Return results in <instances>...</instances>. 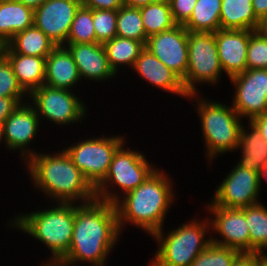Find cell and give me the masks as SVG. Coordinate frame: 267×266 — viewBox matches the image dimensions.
<instances>
[{
    "instance_id": "74e56055",
    "label": "cell",
    "mask_w": 267,
    "mask_h": 266,
    "mask_svg": "<svg viewBox=\"0 0 267 266\" xmlns=\"http://www.w3.org/2000/svg\"><path fill=\"white\" fill-rule=\"evenodd\" d=\"M267 258V253H240L232 263V266H260Z\"/></svg>"
},
{
    "instance_id": "7dc6e473",
    "label": "cell",
    "mask_w": 267,
    "mask_h": 266,
    "mask_svg": "<svg viewBox=\"0 0 267 266\" xmlns=\"http://www.w3.org/2000/svg\"><path fill=\"white\" fill-rule=\"evenodd\" d=\"M260 266H267V258L260 264Z\"/></svg>"
},
{
    "instance_id": "52a82bcc",
    "label": "cell",
    "mask_w": 267,
    "mask_h": 266,
    "mask_svg": "<svg viewBox=\"0 0 267 266\" xmlns=\"http://www.w3.org/2000/svg\"><path fill=\"white\" fill-rule=\"evenodd\" d=\"M126 143L117 149L106 177L95 188L96 199L114 204L127 192L141 185L157 169L143 152L127 149Z\"/></svg>"
},
{
    "instance_id": "d6a6232c",
    "label": "cell",
    "mask_w": 267,
    "mask_h": 266,
    "mask_svg": "<svg viewBox=\"0 0 267 266\" xmlns=\"http://www.w3.org/2000/svg\"><path fill=\"white\" fill-rule=\"evenodd\" d=\"M239 251L211 243L192 262L191 266H232Z\"/></svg>"
},
{
    "instance_id": "f35d334b",
    "label": "cell",
    "mask_w": 267,
    "mask_h": 266,
    "mask_svg": "<svg viewBox=\"0 0 267 266\" xmlns=\"http://www.w3.org/2000/svg\"><path fill=\"white\" fill-rule=\"evenodd\" d=\"M19 104L10 97H0V125L12 114Z\"/></svg>"
},
{
    "instance_id": "d6986e66",
    "label": "cell",
    "mask_w": 267,
    "mask_h": 266,
    "mask_svg": "<svg viewBox=\"0 0 267 266\" xmlns=\"http://www.w3.org/2000/svg\"><path fill=\"white\" fill-rule=\"evenodd\" d=\"M131 70L158 90L162 89L186 100L189 96L182 79L146 48L141 51Z\"/></svg>"
},
{
    "instance_id": "bcb514c9",
    "label": "cell",
    "mask_w": 267,
    "mask_h": 266,
    "mask_svg": "<svg viewBox=\"0 0 267 266\" xmlns=\"http://www.w3.org/2000/svg\"><path fill=\"white\" fill-rule=\"evenodd\" d=\"M0 142L4 144V139H3V127L0 125Z\"/></svg>"
},
{
    "instance_id": "d590c367",
    "label": "cell",
    "mask_w": 267,
    "mask_h": 266,
    "mask_svg": "<svg viewBox=\"0 0 267 266\" xmlns=\"http://www.w3.org/2000/svg\"><path fill=\"white\" fill-rule=\"evenodd\" d=\"M174 22L184 25L191 17L197 0H168Z\"/></svg>"
},
{
    "instance_id": "e0dca14e",
    "label": "cell",
    "mask_w": 267,
    "mask_h": 266,
    "mask_svg": "<svg viewBox=\"0 0 267 266\" xmlns=\"http://www.w3.org/2000/svg\"><path fill=\"white\" fill-rule=\"evenodd\" d=\"M252 30L219 29L215 34L221 68L230 79L247 70L246 56Z\"/></svg>"
},
{
    "instance_id": "f546056e",
    "label": "cell",
    "mask_w": 267,
    "mask_h": 266,
    "mask_svg": "<svg viewBox=\"0 0 267 266\" xmlns=\"http://www.w3.org/2000/svg\"><path fill=\"white\" fill-rule=\"evenodd\" d=\"M116 36L134 39L142 42L144 45L146 44L147 36L140 14V8L123 5L118 10Z\"/></svg>"
},
{
    "instance_id": "d4e9b609",
    "label": "cell",
    "mask_w": 267,
    "mask_h": 266,
    "mask_svg": "<svg viewBox=\"0 0 267 266\" xmlns=\"http://www.w3.org/2000/svg\"><path fill=\"white\" fill-rule=\"evenodd\" d=\"M106 51L108 64L114 74H118L121 66L133 68L145 45L137 40L115 36L103 43ZM119 67V68H118Z\"/></svg>"
},
{
    "instance_id": "f1b7e54d",
    "label": "cell",
    "mask_w": 267,
    "mask_h": 266,
    "mask_svg": "<svg viewBox=\"0 0 267 266\" xmlns=\"http://www.w3.org/2000/svg\"><path fill=\"white\" fill-rule=\"evenodd\" d=\"M139 8L147 38L177 25L173 20L169 1L151 3Z\"/></svg>"
},
{
    "instance_id": "7a4b0ae2",
    "label": "cell",
    "mask_w": 267,
    "mask_h": 266,
    "mask_svg": "<svg viewBox=\"0 0 267 266\" xmlns=\"http://www.w3.org/2000/svg\"><path fill=\"white\" fill-rule=\"evenodd\" d=\"M162 170L165 169L157 168L141 185L114 203L121 233L126 224L139 227L150 236L164 228L176 195L172 179Z\"/></svg>"
},
{
    "instance_id": "ffe728a7",
    "label": "cell",
    "mask_w": 267,
    "mask_h": 266,
    "mask_svg": "<svg viewBox=\"0 0 267 266\" xmlns=\"http://www.w3.org/2000/svg\"><path fill=\"white\" fill-rule=\"evenodd\" d=\"M79 81L80 74L71 53L65 46H56L46 57L44 84L73 91Z\"/></svg>"
},
{
    "instance_id": "5bb4252c",
    "label": "cell",
    "mask_w": 267,
    "mask_h": 266,
    "mask_svg": "<svg viewBox=\"0 0 267 266\" xmlns=\"http://www.w3.org/2000/svg\"><path fill=\"white\" fill-rule=\"evenodd\" d=\"M26 98V103L20 104L12 114L3 123V139L5 149L8 151H19L21 162L25 163L31 156L37 152L28 148L37 137L40 131L39 116L33 105Z\"/></svg>"
},
{
    "instance_id": "9c48e42d",
    "label": "cell",
    "mask_w": 267,
    "mask_h": 266,
    "mask_svg": "<svg viewBox=\"0 0 267 266\" xmlns=\"http://www.w3.org/2000/svg\"><path fill=\"white\" fill-rule=\"evenodd\" d=\"M125 136H93L78 139L64 150L73 163L84 174L91 185L96 188L106 177L113 156L117 149L126 141Z\"/></svg>"
},
{
    "instance_id": "603a6c76",
    "label": "cell",
    "mask_w": 267,
    "mask_h": 266,
    "mask_svg": "<svg viewBox=\"0 0 267 266\" xmlns=\"http://www.w3.org/2000/svg\"><path fill=\"white\" fill-rule=\"evenodd\" d=\"M34 10L15 0H0V46L33 26Z\"/></svg>"
},
{
    "instance_id": "7402d4cb",
    "label": "cell",
    "mask_w": 267,
    "mask_h": 266,
    "mask_svg": "<svg viewBox=\"0 0 267 266\" xmlns=\"http://www.w3.org/2000/svg\"><path fill=\"white\" fill-rule=\"evenodd\" d=\"M248 123V131L244 124L241 128L237 149L241 157L237 165L261 174L267 163V143L257 127L251 121Z\"/></svg>"
},
{
    "instance_id": "ab89813d",
    "label": "cell",
    "mask_w": 267,
    "mask_h": 266,
    "mask_svg": "<svg viewBox=\"0 0 267 266\" xmlns=\"http://www.w3.org/2000/svg\"><path fill=\"white\" fill-rule=\"evenodd\" d=\"M251 122L257 127L267 143V113L254 117Z\"/></svg>"
},
{
    "instance_id": "4316f807",
    "label": "cell",
    "mask_w": 267,
    "mask_h": 266,
    "mask_svg": "<svg viewBox=\"0 0 267 266\" xmlns=\"http://www.w3.org/2000/svg\"><path fill=\"white\" fill-rule=\"evenodd\" d=\"M222 0H197L190 19L183 25L189 32L215 33L221 29Z\"/></svg>"
},
{
    "instance_id": "277c9868",
    "label": "cell",
    "mask_w": 267,
    "mask_h": 266,
    "mask_svg": "<svg viewBox=\"0 0 267 266\" xmlns=\"http://www.w3.org/2000/svg\"><path fill=\"white\" fill-rule=\"evenodd\" d=\"M11 219L6 226L41 241L51 252L49 260L44 261L46 263L42 266H55L68 253L75 221V203L56 202L50 208L26 214L21 212Z\"/></svg>"
},
{
    "instance_id": "1f68e13d",
    "label": "cell",
    "mask_w": 267,
    "mask_h": 266,
    "mask_svg": "<svg viewBox=\"0 0 267 266\" xmlns=\"http://www.w3.org/2000/svg\"><path fill=\"white\" fill-rule=\"evenodd\" d=\"M0 97L13 98L19 105L28 94L19 85L9 60L0 52Z\"/></svg>"
},
{
    "instance_id": "7c38bea8",
    "label": "cell",
    "mask_w": 267,
    "mask_h": 266,
    "mask_svg": "<svg viewBox=\"0 0 267 266\" xmlns=\"http://www.w3.org/2000/svg\"><path fill=\"white\" fill-rule=\"evenodd\" d=\"M229 80L235 88L231 106L242 119L267 113V69H247Z\"/></svg>"
},
{
    "instance_id": "8fae6325",
    "label": "cell",
    "mask_w": 267,
    "mask_h": 266,
    "mask_svg": "<svg viewBox=\"0 0 267 266\" xmlns=\"http://www.w3.org/2000/svg\"><path fill=\"white\" fill-rule=\"evenodd\" d=\"M217 185L211 203L226 208L242 209L260 203L261 174L237 164Z\"/></svg>"
},
{
    "instance_id": "9a60e30c",
    "label": "cell",
    "mask_w": 267,
    "mask_h": 266,
    "mask_svg": "<svg viewBox=\"0 0 267 266\" xmlns=\"http://www.w3.org/2000/svg\"><path fill=\"white\" fill-rule=\"evenodd\" d=\"M81 0H47L34 10L33 25L56 46H65Z\"/></svg>"
},
{
    "instance_id": "836d02e7",
    "label": "cell",
    "mask_w": 267,
    "mask_h": 266,
    "mask_svg": "<svg viewBox=\"0 0 267 266\" xmlns=\"http://www.w3.org/2000/svg\"><path fill=\"white\" fill-rule=\"evenodd\" d=\"M118 10H93L96 43H104L116 36Z\"/></svg>"
},
{
    "instance_id": "f6af8a7d",
    "label": "cell",
    "mask_w": 267,
    "mask_h": 266,
    "mask_svg": "<svg viewBox=\"0 0 267 266\" xmlns=\"http://www.w3.org/2000/svg\"><path fill=\"white\" fill-rule=\"evenodd\" d=\"M265 179L267 182V163L265 165V167L263 168V171L261 173V180Z\"/></svg>"
},
{
    "instance_id": "2e32d148",
    "label": "cell",
    "mask_w": 267,
    "mask_h": 266,
    "mask_svg": "<svg viewBox=\"0 0 267 266\" xmlns=\"http://www.w3.org/2000/svg\"><path fill=\"white\" fill-rule=\"evenodd\" d=\"M145 48L182 80L188 67V30L183 25L147 38Z\"/></svg>"
},
{
    "instance_id": "4fadbf2b",
    "label": "cell",
    "mask_w": 267,
    "mask_h": 266,
    "mask_svg": "<svg viewBox=\"0 0 267 266\" xmlns=\"http://www.w3.org/2000/svg\"><path fill=\"white\" fill-rule=\"evenodd\" d=\"M205 209L210 213L211 231H216L221 237L211 236V242L228 247L240 253H250V233L242 209L226 208L207 203Z\"/></svg>"
},
{
    "instance_id": "30bf717a",
    "label": "cell",
    "mask_w": 267,
    "mask_h": 266,
    "mask_svg": "<svg viewBox=\"0 0 267 266\" xmlns=\"http://www.w3.org/2000/svg\"><path fill=\"white\" fill-rule=\"evenodd\" d=\"M72 90L53 88L42 85L28 95L29 103L34 105L37 115L57 125L82 123L88 114L85 103Z\"/></svg>"
},
{
    "instance_id": "e575fe53",
    "label": "cell",
    "mask_w": 267,
    "mask_h": 266,
    "mask_svg": "<svg viewBox=\"0 0 267 266\" xmlns=\"http://www.w3.org/2000/svg\"><path fill=\"white\" fill-rule=\"evenodd\" d=\"M247 69H267V39L252 31L246 56Z\"/></svg>"
},
{
    "instance_id": "ba28073f",
    "label": "cell",
    "mask_w": 267,
    "mask_h": 266,
    "mask_svg": "<svg viewBox=\"0 0 267 266\" xmlns=\"http://www.w3.org/2000/svg\"><path fill=\"white\" fill-rule=\"evenodd\" d=\"M222 72L215 34L188 31V67L182 80L187 93H200L198 83L215 86L220 83Z\"/></svg>"
},
{
    "instance_id": "ee69618b",
    "label": "cell",
    "mask_w": 267,
    "mask_h": 266,
    "mask_svg": "<svg viewBox=\"0 0 267 266\" xmlns=\"http://www.w3.org/2000/svg\"><path fill=\"white\" fill-rule=\"evenodd\" d=\"M19 3H22L24 6L30 7L33 10L41 6L43 3H45L47 0H15Z\"/></svg>"
},
{
    "instance_id": "8d00e7d4",
    "label": "cell",
    "mask_w": 267,
    "mask_h": 266,
    "mask_svg": "<svg viewBox=\"0 0 267 266\" xmlns=\"http://www.w3.org/2000/svg\"><path fill=\"white\" fill-rule=\"evenodd\" d=\"M82 6L92 10H119L123 0H81Z\"/></svg>"
},
{
    "instance_id": "6da1fadb",
    "label": "cell",
    "mask_w": 267,
    "mask_h": 266,
    "mask_svg": "<svg viewBox=\"0 0 267 266\" xmlns=\"http://www.w3.org/2000/svg\"><path fill=\"white\" fill-rule=\"evenodd\" d=\"M119 235L121 232L113 203L99 199L75 203L71 245L55 266H84V262L90 266H106L108 255L118 244Z\"/></svg>"
},
{
    "instance_id": "5b68a950",
    "label": "cell",
    "mask_w": 267,
    "mask_h": 266,
    "mask_svg": "<svg viewBox=\"0 0 267 266\" xmlns=\"http://www.w3.org/2000/svg\"><path fill=\"white\" fill-rule=\"evenodd\" d=\"M201 96L199 93L189 94L187 99L196 102L194 108L201 121L205 157L208 159L207 161L213 163V160L220 154L222 156L227 152L237 151L242 123H244L242 121L244 120L231 105L228 106L226 103L211 99L209 101L208 98L202 99L203 96Z\"/></svg>"
},
{
    "instance_id": "7bdbcfd3",
    "label": "cell",
    "mask_w": 267,
    "mask_h": 266,
    "mask_svg": "<svg viewBox=\"0 0 267 266\" xmlns=\"http://www.w3.org/2000/svg\"><path fill=\"white\" fill-rule=\"evenodd\" d=\"M255 31L267 39V14L262 16L258 20V24H257Z\"/></svg>"
},
{
    "instance_id": "b9f144b4",
    "label": "cell",
    "mask_w": 267,
    "mask_h": 266,
    "mask_svg": "<svg viewBox=\"0 0 267 266\" xmlns=\"http://www.w3.org/2000/svg\"><path fill=\"white\" fill-rule=\"evenodd\" d=\"M125 6L129 7H142L151 3H160L168 0H123Z\"/></svg>"
},
{
    "instance_id": "60d3db41",
    "label": "cell",
    "mask_w": 267,
    "mask_h": 266,
    "mask_svg": "<svg viewBox=\"0 0 267 266\" xmlns=\"http://www.w3.org/2000/svg\"><path fill=\"white\" fill-rule=\"evenodd\" d=\"M252 5L258 20L267 14V0H252Z\"/></svg>"
},
{
    "instance_id": "8992f818",
    "label": "cell",
    "mask_w": 267,
    "mask_h": 266,
    "mask_svg": "<svg viewBox=\"0 0 267 266\" xmlns=\"http://www.w3.org/2000/svg\"><path fill=\"white\" fill-rule=\"evenodd\" d=\"M178 225V228L165 233L156 232L152 238L158 245L155 255L147 266H191L196 257L212 242L210 220L201 221L199 217Z\"/></svg>"
},
{
    "instance_id": "44dd1931",
    "label": "cell",
    "mask_w": 267,
    "mask_h": 266,
    "mask_svg": "<svg viewBox=\"0 0 267 266\" xmlns=\"http://www.w3.org/2000/svg\"><path fill=\"white\" fill-rule=\"evenodd\" d=\"M1 53L9 60L19 85L29 95L44 85L45 57L27 56L15 53L7 44L1 46Z\"/></svg>"
},
{
    "instance_id": "ac0fdd59",
    "label": "cell",
    "mask_w": 267,
    "mask_h": 266,
    "mask_svg": "<svg viewBox=\"0 0 267 266\" xmlns=\"http://www.w3.org/2000/svg\"><path fill=\"white\" fill-rule=\"evenodd\" d=\"M65 47L77 65L81 82L82 79L105 82L113 77L115 80L102 43H66Z\"/></svg>"
},
{
    "instance_id": "3957f363",
    "label": "cell",
    "mask_w": 267,
    "mask_h": 266,
    "mask_svg": "<svg viewBox=\"0 0 267 266\" xmlns=\"http://www.w3.org/2000/svg\"><path fill=\"white\" fill-rule=\"evenodd\" d=\"M54 153H37L26 164L30 181L44 196L60 203H86L96 199L95 188L63 148ZM41 190V191H40Z\"/></svg>"
},
{
    "instance_id": "4dcf8cb0",
    "label": "cell",
    "mask_w": 267,
    "mask_h": 266,
    "mask_svg": "<svg viewBox=\"0 0 267 266\" xmlns=\"http://www.w3.org/2000/svg\"><path fill=\"white\" fill-rule=\"evenodd\" d=\"M66 43H96L93 10L80 6L72 21Z\"/></svg>"
},
{
    "instance_id": "83f0119b",
    "label": "cell",
    "mask_w": 267,
    "mask_h": 266,
    "mask_svg": "<svg viewBox=\"0 0 267 266\" xmlns=\"http://www.w3.org/2000/svg\"><path fill=\"white\" fill-rule=\"evenodd\" d=\"M250 233V253L267 249V207L263 203L242 208Z\"/></svg>"
},
{
    "instance_id": "484cf974",
    "label": "cell",
    "mask_w": 267,
    "mask_h": 266,
    "mask_svg": "<svg viewBox=\"0 0 267 266\" xmlns=\"http://www.w3.org/2000/svg\"><path fill=\"white\" fill-rule=\"evenodd\" d=\"M7 45L18 54L47 57L56 45L34 25L16 33Z\"/></svg>"
},
{
    "instance_id": "cb8c5ba5",
    "label": "cell",
    "mask_w": 267,
    "mask_h": 266,
    "mask_svg": "<svg viewBox=\"0 0 267 266\" xmlns=\"http://www.w3.org/2000/svg\"><path fill=\"white\" fill-rule=\"evenodd\" d=\"M221 29L255 31L258 19L252 0H222L220 12Z\"/></svg>"
}]
</instances>
